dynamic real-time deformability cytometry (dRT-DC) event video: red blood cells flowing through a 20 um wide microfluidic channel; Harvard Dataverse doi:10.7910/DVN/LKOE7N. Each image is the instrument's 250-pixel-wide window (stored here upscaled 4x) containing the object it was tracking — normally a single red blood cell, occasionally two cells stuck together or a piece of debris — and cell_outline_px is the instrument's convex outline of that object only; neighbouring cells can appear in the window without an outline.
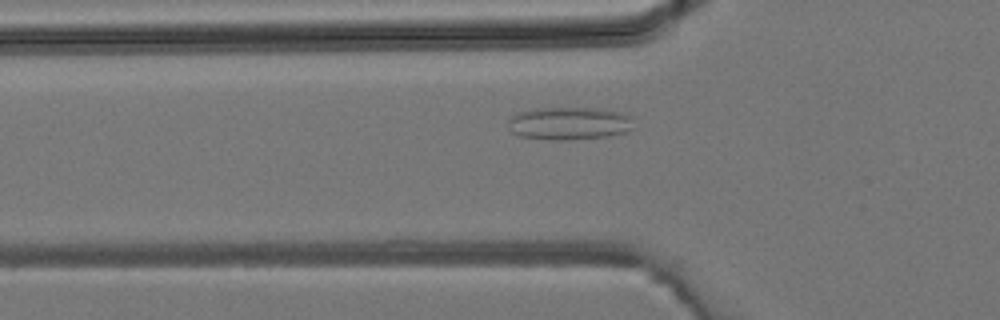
{"species": "common noctule bat (a hibernating species)", "species_latin": "Nyctalus noctula", "temperature_condition": "room temperature", "stored_images_in_passage": 32, "camera_frame_rate_fps": 3000, "um_per_image_px": 0.085, "animal": {"sex": "male", "body_mass_g": 19.2, "forearm_length_mm": 51.8}, "frame": {"image": 1, "passage_image": 3, "time_ms": 0.667, "image_size_px": [1000, 320], "cell_outline_px": [[632, 128], [628, 132], [608, 136], [568, 140], [552, 140], [520, 136], [512, 132], [508, 128], [508, 120], [512, 116], [520, 112], [532, 108], [600, 108], [620, 112], [632, 116]], "centroid_in_image_um": [48.39, 10.48], "position_along_channel_um": 77.4, "area_um2": 24.22}}
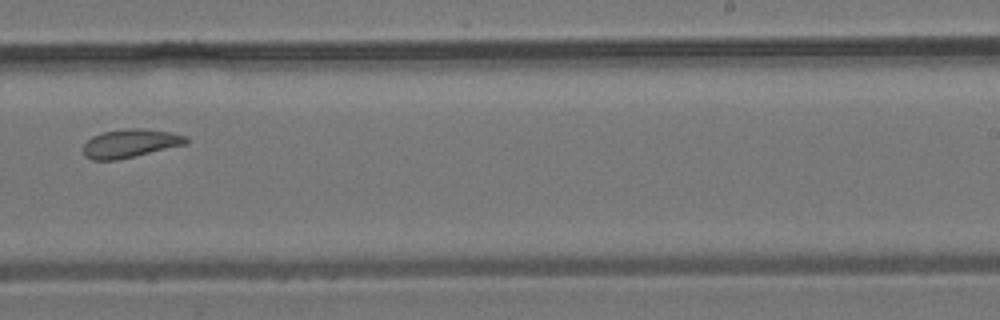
{"frame": {"image": 2, "passage_image": 16, "time_ms": 5.0, "image_size_px": [1000, 320], "cell_outline_px": [[188, 144], [116, 160], [92, 160], [84, 156], [84, 144], [92, 136], [104, 132], [132, 128], [144, 128], [172, 132], [188, 136]], "centroid_in_image_um": [11.11, 12.18], "position_along_channel_um": 277.9, "area_um2": 17.05}}
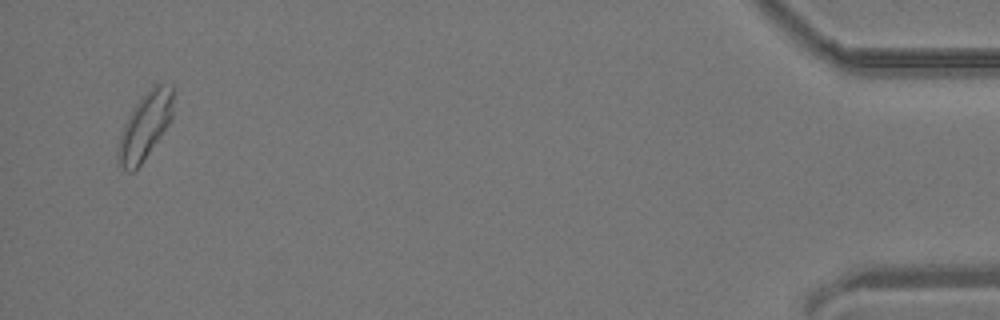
{"frame": {"image": 3, "passage_image": 31, "time_ms": 10.0, "image_size_px": [1000, 320], "cell_outline_px": [[172, 116], [168, 124], [160, 136], [140, 164], [132, 172], [128, 172], [116, 164], [116, 152], [120, 136], [124, 124], [132, 108], [156, 84], [172, 84]], "centroid_in_image_um": [12.28, 10.76], "position_along_channel_um": 422.9, "area_um2": 20.92}}